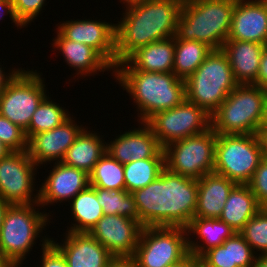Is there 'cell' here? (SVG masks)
<instances>
[{"label":"cell","mask_w":267,"mask_h":267,"mask_svg":"<svg viewBox=\"0 0 267 267\" xmlns=\"http://www.w3.org/2000/svg\"><path fill=\"white\" fill-rule=\"evenodd\" d=\"M132 194L143 227L186 228L195 215L198 180L165 167L156 180Z\"/></svg>","instance_id":"6da1fadb"},{"label":"cell","mask_w":267,"mask_h":267,"mask_svg":"<svg viewBox=\"0 0 267 267\" xmlns=\"http://www.w3.org/2000/svg\"><path fill=\"white\" fill-rule=\"evenodd\" d=\"M182 3L183 0H145L123 7L120 20L114 19L116 65L142 46L174 37Z\"/></svg>","instance_id":"7a4b0ae2"},{"label":"cell","mask_w":267,"mask_h":267,"mask_svg":"<svg viewBox=\"0 0 267 267\" xmlns=\"http://www.w3.org/2000/svg\"><path fill=\"white\" fill-rule=\"evenodd\" d=\"M112 78L132 98L138 122H146L155 113L176 107L186 99L185 80L173 72L114 70Z\"/></svg>","instance_id":"3957f363"},{"label":"cell","mask_w":267,"mask_h":267,"mask_svg":"<svg viewBox=\"0 0 267 267\" xmlns=\"http://www.w3.org/2000/svg\"><path fill=\"white\" fill-rule=\"evenodd\" d=\"M40 209L43 210L39 203L11 204L5 212L0 231V254L12 267L26 264L25 260L33 247H37L38 240L40 247L50 242V236L45 235L46 232L43 235V230L52 224L54 211Z\"/></svg>","instance_id":"277c9868"},{"label":"cell","mask_w":267,"mask_h":267,"mask_svg":"<svg viewBox=\"0 0 267 267\" xmlns=\"http://www.w3.org/2000/svg\"><path fill=\"white\" fill-rule=\"evenodd\" d=\"M235 3L236 0H183L175 37L221 49L230 33Z\"/></svg>","instance_id":"5b68a950"},{"label":"cell","mask_w":267,"mask_h":267,"mask_svg":"<svg viewBox=\"0 0 267 267\" xmlns=\"http://www.w3.org/2000/svg\"><path fill=\"white\" fill-rule=\"evenodd\" d=\"M265 105V89L254 84L237 85L211 114V128L219 134H259Z\"/></svg>","instance_id":"8992f818"},{"label":"cell","mask_w":267,"mask_h":267,"mask_svg":"<svg viewBox=\"0 0 267 267\" xmlns=\"http://www.w3.org/2000/svg\"><path fill=\"white\" fill-rule=\"evenodd\" d=\"M237 85L226 54L222 49L212 50L185 80L186 100L211 115Z\"/></svg>","instance_id":"52a82bcc"},{"label":"cell","mask_w":267,"mask_h":267,"mask_svg":"<svg viewBox=\"0 0 267 267\" xmlns=\"http://www.w3.org/2000/svg\"><path fill=\"white\" fill-rule=\"evenodd\" d=\"M263 157L259 134L217 133L213 172L247 184Z\"/></svg>","instance_id":"ba28073f"},{"label":"cell","mask_w":267,"mask_h":267,"mask_svg":"<svg viewBox=\"0 0 267 267\" xmlns=\"http://www.w3.org/2000/svg\"><path fill=\"white\" fill-rule=\"evenodd\" d=\"M42 72L22 68L0 94V115L26 131L32 115L49 95Z\"/></svg>","instance_id":"9c48e42d"},{"label":"cell","mask_w":267,"mask_h":267,"mask_svg":"<svg viewBox=\"0 0 267 267\" xmlns=\"http://www.w3.org/2000/svg\"><path fill=\"white\" fill-rule=\"evenodd\" d=\"M216 138L217 133L210 128L198 135L168 144L163 148L165 167L173 173L197 180L212 173Z\"/></svg>","instance_id":"30bf717a"},{"label":"cell","mask_w":267,"mask_h":267,"mask_svg":"<svg viewBox=\"0 0 267 267\" xmlns=\"http://www.w3.org/2000/svg\"><path fill=\"white\" fill-rule=\"evenodd\" d=\"M190 254L183 227H143L133 258L137 267H170Z\"/></svg>","instance_id":"8fae6325"},{"label":"cell","mask_w":267,"mask_h":267,"mask_svg":"<svg viewBox=\"0 0 267 267\" xmlns=\"http://www.w3.org/2000/svg\"><path fill=\"white\" fill-rule=\"evenodd\" d=\"M146 123L164 148L170 143L198 135L211 128V115L186 99L176 107L157 112Z\"/></svg>","instance_id":"7c38bea8"},{"label":"cell","mask_w":267,"mask_h":267,"mask_svg":"<svg viewBox=\"0 0 267 267\" xmlns=\"http://www.w3.org/2000/svg\"><path fill=\"white\" fill-rule=\"evenodd\" d=\"M37 169L39 167L30 158L27 150L11 152L1 158L0 197L9 204L38 203Z\"/></svg>","instance_id":"4fadbf2b"},{"label":"cell","mask_w":267,"mask_h":267,"mask_svg":"<svg viewBox=\"0 0 267 267\" xmlns=\"http://www.w3.org/2000/svg\"><path fill=\"white\" fill-rule=\"evenodd\" d=\"M71 19L56 23V30L71 41L94 48L113 68L116 67V24L101 19Z\"/></svg>","instance_id":"5bb4252c"},{"label":"cell","mask_w":267,"mask_h":267,"mask_svg":"<svg viewBox=\"0 0 267 267\" xmlns=\"http://www.w3.org/2000/svg\"><path fill=\"white\" fill-rule=\"evenodd\" d=\"M74 119V120H73ZM71 115L61 125L46 132L37 133L28 140V153L34 163L45 169L50 163L61 162L76 137L86 127ZM78 123V124H77ZM80 124V125H79ZM47 166H46V165ZM42 166V167H41Z\"/></svg>","instance_id":"9a60e30c"},{"label":"cell","mask_w":267,"mask_h":267,"mask_svg":"<svg viewBox=\"0 0 267 267\" xmlns=\"http://www.w3.org/2000/svg\"><path fill=\"white\" fill-rule=\"evenodd\" d=\"M143 229L137 220L121 215H104L89 233L114 257H133Z\"/></svg>","instance_id":"2e32d148"},{"label":"cell","mask_w":267,"mask_h":267,"mask_svg":"<svg viewBox=\"0 0 267 267\" xmlns=\"http://www.w3.org/2000/svg\"><path fill=\"white\" fill-rule=\"evenodd\" d=\"M49 167L51 169L48 170V175H45V179L41 185L39 184L38 203L45 212L46 207L69 203L80 191L90 185L89 174L78 168L67 166L62 162L50 163Z\"/></svg>","instance_id":"e0dca14e"},{"label":"cell","mask_w":267,"mask_h":267,"mask_svg":"<svg viewBox=\"0 0 267 267\" xmlns=\"http://www.w3.org/2000/svg\"><path fill=\"white\" fill-rule=\"evenodd\" d=\"M138 127L128 128L106 139V152L122 165L141 159L154 158L163 148L146 122H137Z\"/></svg>","instance_id":"ac0fdd59"},{"label":"cell","mask_w":267,"mask_h":267,"mask_svg":"<svg viewBox=\"0 0 267 267\" xmlns=\"http://www.w3.org/2000/svg\"><path fill=\"white\" fill-rule=\"evenodd\" d=\"M63 234L61 241L50 237V242L65 257L68 267H107L114 257L88 232L65 231Z\"/></svg>","instance_id":"d6986e66"},{"label":"cell","mask_w":267,"mask_h":267,"mask_svg":"<svg viewBox=\"0 0 267 267\" xmlns=\"http://www.w3.org/2000/svg\"><path fill=\"white\" fill-rule=\"evenodd\" d=\"M56 35L52 39V49L54 52L60 53L63 56V62L74 69L75 73L72 72L70 79L71 82L77 81L79 79H84L89 76H97L102 72H110V76H114V68L91 46L82 44L79 42L71 41L65 39L56 29H54ZM79 79H78V78ZM81 77V78H80ZM77 78V79H76Z\"/></svg>","instance_id":"ffe728a7"},{"label":"cell","mask_w":267,"mask_h":267,"mask_svg":"<svg viewBox=\"0 0 267 267\" xmlns=\"http://www.w3.org/2000/svg\"><path fill=\"white\" fill-rule=\"evenodd\" d=\"M227 40L267 45V0H236Z\"/></svg>","instance_id":"44dd1931"},{"label":"cell","mask_w":267,"mask_h":267,"mask_svg":"<svg viewBox=\"0 0 267 267\" xmlns=\"http://www.w3.org/2000/svg\"><path fill=\"white\" fill-rule=\"evenodd\" d=\"M175 36L138 48L114 70H140L146 72H173Z\"/></svg>","instance_id":"7402d4cb"},{"label":"cell","mask_w":267,"mask_h":267,"mask_svg":"<svg viewBox=\"0 0 267 267\" xmlns=\"http://www.w3.org/2000/svg\"><path fill=\"white\" fill-rule=\"evenodd\" d=\"M264 47L265 44L238 40H226L223 44L221 49L238 85H255Z\"/></svg>","instance_id":"603a6c76"},{"label":"cell","mask_w":267,"mask_h":267,"mask_svg":"<svg viewBox=\"0 0 267 267\" xmlns=\"http://www.w3.org/2000/svg\"><path fill=\"white\" fill-rule=\"evenodd\" d=\"M237 184L214 172L198 179L197 205L194 217L219 218L231 190Z\"/></svg>","instance_id":"cb8c5ba5"},{"label":"cell","mask_w":267,"mask_h":267,"mask_svg":"<svg viewBox=\"0 0 267 267\" xmlns=\"http://www.w3.org/2000/svg\"><path fill=\"white\" fill-rule=\"evenodd\" d=\"M186 231L189 252L197 258H200L209 249L222 245L227 238L236 233L219 218L198 217H194L189 222Z\"/></svg>","instance_id":"d4e9b609"},{"label":"cell","mask_w":267,"mask_h":267,"mask_svg":"<svg viewBox=\"0 0 267 267\" xmlns=\"http://www.w3.org/2000/svg\"><path fill=\"white\" fill-rule=\"evenodd\" d=\"M257 255L240 233L222 245L206 251L199 259L201 267H253Z\"/></svg>","instance_id":"484cf974"},{"label":"cell","mask_w":267,"mask_h":267,"mask_svg":"<svg viewBox=\"0 0 267 267\" xmlns=\"http://www.w3.org/2000/svg\"><path fill=\"white\" fill-rule=\"evenodd\" d=\"M99 133L101 134L93 129L91 131V128L86 126L68 148L61 162L90 174L94 165L106 152V141L103 139L106 137Z\"/></svg>","instance_id":"4316f807"},{"label":"cell","mask_w":267,"mask_h":267,"mask_svg":"<svg viewBox=\"0 0 267 267\" xmlns=\"http://www.w3.org/2000/svg\"><path fill=\"white\" fill-rule=\"evenodd\" d=\"M261 206L247 184H237L230 192L219 219L239 233Z\"/></svg>","instance_id":"83f0119b"},{"label":"cell","mask_w":267,"mask_h":267,"mask_svg":"<svg viewBox=\"0 0 267 267\" xmlns=\"http://www.w3.org/2000/svg\"><path fill=\"white\" fill-rule=\"evenodd\" d=\"M72 221L66 226L69 232H88L104 216L101 205L97 200L96 191L92 186L80 191L69 204Z\"/></svg>","instance_id":"f1b7e54d"},{"label":"cell","mask_w":267,"mask_h":267,"mask_svg":"<svg viewBox=\"0 0 267 267\" xmlns=\"http://www.w3.org/2000/svg\"><path fill=\"white\" fill-rule=\"evenodd\" d=\"M208 45L196 40H179L175 37L173 73L186 80L212 52Z\"/></svg>","instance_id":"f546056e"},{"label":"cell","mask_w":267,"mask_h":267,"mask_svg":"<svg viewBox=\"0 0 267 267\" xmlns=\"http://www.w3.org/2000/svg\"><path fill=\"white\" fill-rule=\"evenodd\" d=\"M125 190L133 193L156 180L165 168V155L162 149L154 158L131 161L124 164Z\"/></svg>","instance_id":"4dcf8cb0"},{"label":"cell","mask_w":267,"mask_h":267,"mask_svg":"<svg viewBox=\"0 0 267 267\" xmlns=\"http://www.w3.org/2000/svg\"><path fill=\"white\" fill-rule=\"evenodd\" d=\"M62 106L55 102V99L52 100L51 95H48L32 115L29 127L25 131L27 140L37 133L52 130L67 120L72 114L65 106Z\"/></svg>","instance_id":"1f68e13d"},{"label":"cell","mask_w":267,"mask_h":267,"mask_svg":"<svg viewBox=\"0 0 267 267\" xmlns=\"http://www.w3.org/2000/svg\"><path fill=\"white\" fill-rule=\"evenodd\" d=\"M89 184L107 190H125L123 165L105 152L89 174Z\"/></svg>","instance_id":"d6a6232c"},{"label":"cell","mask_w":267,"mask_h":267,"mask_svg":"<svg viewBox=\"0 0 267 267\" xmlns=\"http://www.w3.org/2000/svg\"><path fill=\"white\" fill-rule=\"evenodd\" d=\"M93 188L104 215H121L139 221V213L132 193L126 190Z\"/></svg>","instance_id":"836d02e7"},{"label":"cell","mask_w":267,"mask_h":267,"mask_svg":"<svg viewBox=\"0 0 267 267\" xmlns=\"http://www.w3.org/2000/svg\"><path fill=\"white\" fill-rule=\"evenodd\" d=\"M239 233L257 256L267 254V209L261 208Z\"/></svg>","instance_id":"e575fe53"},{"label":"cell","mask_w":267,"mask_h":267,"mask_svg":"<svg viewBox=\"0 0 267 267\" xmlns=\"http://www.w3.org/2000/svg\"><path fill=\"white\" fill-rule=\"evenodd\" d=\"M0 141L12 152L28 149V140L25 131L0 115Z\"/></svg>","instance_id":"d590c367"},{"label":"cell","mask_w":267,"mask_h":267,"mask_svg":"<svg viewBox=\"0 0 267 267\" xmlns=\"http://www.w3.org/2000/svg\"><path fill=\"white\" fill-rule=\"evenodd\" d=\"M14 12L19 23L28 28L43 13L47 0H12ZM34 20V21H33Z\"/></svg>","instance_id":"8d00e7d4"},{"label":"cell","mask_w":267,"mask_h":267,"mask_svg":"<svg viewBox=\"0 0 267 267\" xmlns=\"http://www.w3.org/2000/svg\"><path fill=\"white\" fill-rule=\"evenodd\" d=\"M262 209H267V158L263 157L247 183Z\"/></svg>","instance_id":"74e56055"},{"label":"cell","mask_w":267,"mask_h":267,"mask_svg":"<svg viewBox=\"0 0 267 267\" xmlns=\"http://www.w3.org/2000/svg\"><path fill=\"white\" fill-rule=\"evenodd\" d=\"M39 251L42 255L35 267H68L65 257L51 242L41 247Z\"/></svg>","instance_id":"f35d334b"},{"label":"cell","mask_w":267,"mask_h":267,"mask_svg":"<svg viewBox=\"0 0 267 267\" xmlns=\"http://www.w3.org/2000/svg\"><path fill=\"white\" fill-rule=\"evenodd\" d=\"M8 15L10 17L9 19L12 21L11 23L15 24L14 26L17 27V30L18 28L20 30L24 28L16 18L12 0H0V21L5 20L4 16Z\"/></svg>","instance_id":"ab89813d"},{"label":"cell","mask_w":267,"mask_h":267,"mask_svg":"<svg viewBox=\"0 0 267 267\" xmlns=\"http://www.w3.org/2000/svg\"><path fill=\"white\" fill-rule=\"evenodd\" d=\"M255 85L267 89V45L263 49Z\"/></svg>","instance_id":"60d3db41"},{"label":"cell","mask_w":267,"mask_h":267,"mask_svg":"<svg viewBox=\"0 0 267 267\" xmlns=\"http://www.w3.org/2000/svg\"><path fill=\"white\" fill-rule=\"evenodd\" d=\"M1 60V59H0ZM0 62V94L6 89L9 82L18 74V72L22 69L21 67L15 68L14 66L12 69L4 67L3 64ZM6 70H5V69Z\"/></svg>","instance_id":"b9f144b4"},{"label":"cell","mask_w":267,"mask_h":267,"mask_svg":"<svg viewBox=\"0 0 267 267\" xmlns=\"http://www.w3.org/2000/svg\"><path fill=\"white\" fill-rule=\"evenodd\" d=\"M107 267H137L133 257H113Z\"/></svg>","instance_id":"7bdbcfd3"},{"label":"cell","mask_w":267,"mask_h":267,"mask_svg":"<svg viewBox=\"0 0 267 267\" xmlns=\"http://www.w3.org/2000/svg\"><path fill=\"white\" fill-rule=\"evenodd\" d=\"M170 267H201V265L199 258L194 256L193 254H189L185 259Z\"/></svg>","instance_id":"ee69618b"},{"label":"cell","mask_w":267,"mask_h":267,"mask_svg":"<svg viewBox=\"0 0 267 267\" xmlns=\"http://www.w3.org/2000/svg\"><path fill=\"white\" fill-rule=\"evenodd\" d=\"M259 136L263 147V156L267 158V128H261Z\"/></svg>","instance_id":"f6af8a7d"},{"label":"cell","mask_w":267,"mask_h":267,"mask_svg":"<svg viewBox=\"0 0 267 267\" xmlns=\"http://www.w3.org/2000/svg\"><path fill=\"white\" fill-rule=\"evenodd\" d=\"M10 205H11V204L7 203L5 200H3V199L0 197V231H1V226H2L3 220H4L5 212H6L7 208H8Z\"/></svg>","instance_id":"bcb514c9"},{"label":"cell","mask_w":267,"mask_h":267,"mask_svg":"<svg viewBox=\"0 0 267 267\" xmlns=\"http://www.w3.org/2000/svg\"><path fill=\"white\" fill-rule=\"evenodd\" d=\"M253 267H267V254L257 256Z\"/></svg>","instance_id":"7dc6e473"},{"label":"cell","mask_w":267,"mask_h":267,"mask_svg":"<svg viewBox=\"0 0 267 267\" xmlns=\"http://www.w3.org/2000/svg\"><path fill=\"white\" fill-rule=\"evenodd\" d=\"M12 151L0 141V159L8 156Z\"/></svg>","instance_id":"c3c4849f"},{"label":"cell","mask_w":267,"mask_h":267,"mask_svg":"<svg viewBox=\"0 0 267 267\" xmlns=\"http://www.w3.org/2000/svg\"><path fill=\"white\" fill-rule=\"evenodd\" d=\"M145 0H119V3H121V5L128 6L134 3H139V2H143Z\"/></svg>","instance_id":"681fc988"},{"label":"cell","mask_w":267,"mask_h":267,"mask_svg":"<svg viewBox=\"0 0 267 267\" xmlns=\"http://www.w3.org/2000/svg\"><path fill=\"white\" fill-rule=\"evenodd\" d=\"M0 267H12L0 254Z\"/></svg>","instance_id":"f907efd6"},{"label":"cell","mask_w":267,"mask_h":267,"mask_svg":"<svg viewBox=\"0 0 267 267\" xmlns=\"http://www.w3.org/2000/svg\"><path fill=\"white\" fill-rule=\"evenodd\" d=\"M265 93H266L265 119H264V125L262 128H267V89H265Z\"/></svg>","instance_id":"816d5d0a"}]
</instances>
